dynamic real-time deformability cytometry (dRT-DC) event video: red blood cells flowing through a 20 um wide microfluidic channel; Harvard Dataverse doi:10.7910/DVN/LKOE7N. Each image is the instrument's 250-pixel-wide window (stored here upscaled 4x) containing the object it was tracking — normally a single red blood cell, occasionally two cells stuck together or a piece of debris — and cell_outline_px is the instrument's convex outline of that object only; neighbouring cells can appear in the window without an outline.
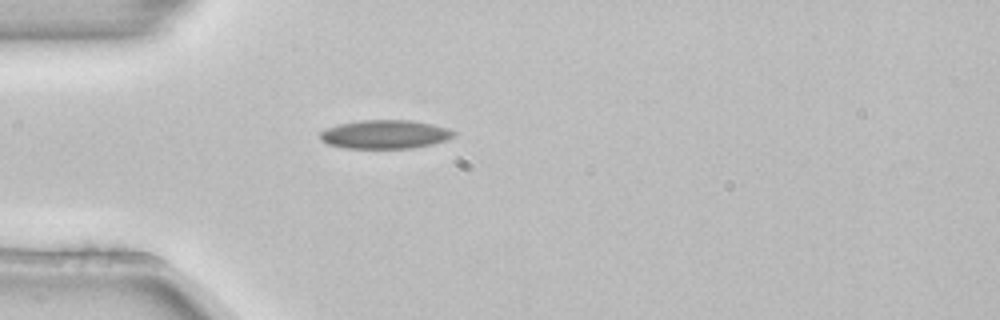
{"species": "common noctule bat (a hibernating species)", "species_latin": "Nyctalus noctula", "temperature_condition": "room temperature", "stored_images_in_passage": 1, "camera_frame_rate_fps": 3000, "um_per_image_px": 0.085, "animal": {"sex": "female", "body_mass_g": 22.7, "forearm_length_mm": 54.2}, "frame": {"image": 1, "passage_image": 1, "time_ms": 0.0, "image_size_px": [1000, 320], "cell_outline_px": [[456, 136], [448, 140], [432, 144], [412, 148], [344, 148], [328, 144], [320, 140], [320, 132], [328, 128], [340, 124], [360, 120], [408, 120], [432, 124], [448, 128], [456, 132]], "centroid_in_image_um": [32.76, 11.42], "position_along_channel_um": 52.2, "area_um2": 22.37}}